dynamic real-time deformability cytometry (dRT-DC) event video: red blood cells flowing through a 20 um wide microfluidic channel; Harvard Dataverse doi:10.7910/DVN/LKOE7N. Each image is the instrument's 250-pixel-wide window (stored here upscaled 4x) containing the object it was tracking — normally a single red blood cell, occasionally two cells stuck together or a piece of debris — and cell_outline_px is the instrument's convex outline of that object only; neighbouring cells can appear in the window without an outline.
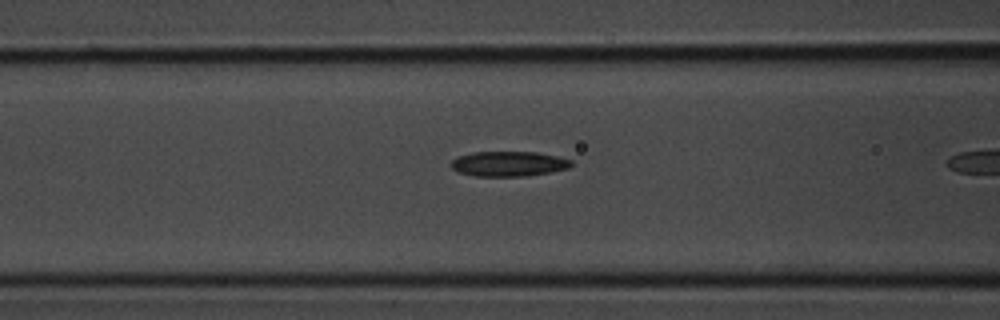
{"species": "common noctule bat (a hibernating species)", "species_latin": "Nyctalus noctula", "temperature_condition": "room temperature", "stored_images_in_passage": 7, "camera_frame_rate_fps": 3000, "um_per_image_px": 0.085, "animal": {"sex": "male", "body_mass_g": 20.1, "forearm_length_mm": 53.5}, "frame": {"image": 1, "passage_image": 5, "time_ms": 1.333, "image_size_px": [1000, 320], "cell_outline_px": [[572, 164], [568, 168], [528, 176], [476, 176], [460, 172], [452, 168], [452, 160], [460, 156], [472, 152], [536, 152], [556, 156], [572, 160]], "centroid_in_image_um": [43.25, 13.92], "position_along_channel_um": 123.4, "area_um2": 17.28}}